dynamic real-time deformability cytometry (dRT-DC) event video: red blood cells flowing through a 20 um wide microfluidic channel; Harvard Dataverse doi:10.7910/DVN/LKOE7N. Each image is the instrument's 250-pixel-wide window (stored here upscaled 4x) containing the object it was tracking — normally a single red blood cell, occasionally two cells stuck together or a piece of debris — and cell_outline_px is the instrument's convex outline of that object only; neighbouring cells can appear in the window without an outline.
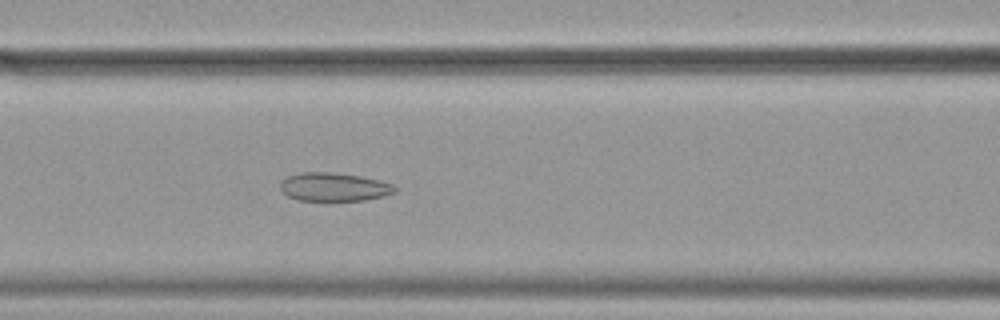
{"species": "common noctule bat (a hibernating species)", "species_latin": "Nyctalus noctula", "temperature_condition": "cold", "stored_images_in_passage": 39, "camera_frame_rate_fps": 3000, "um_per_image_px": 0.085, "animal": {"sex": "female", "body_mass_g": 19.9}, "frame": {"image": 1, "passage_image": 12, "time_ms": 3.667, "image_size_px": [1000, 320], "cell_outline_px": [[396, 192], [384, 196], [364, 200], [324, 204], [296, 200], [280, 192], [280, 180], [288, 176], [300, 172], [332, 172], [360, 176], [392, 184], [396, 188]], "centroid_in_image_um": [28.3, 15.95], "position_along_channel_um": 138.3, "area_um2": 20.0}}
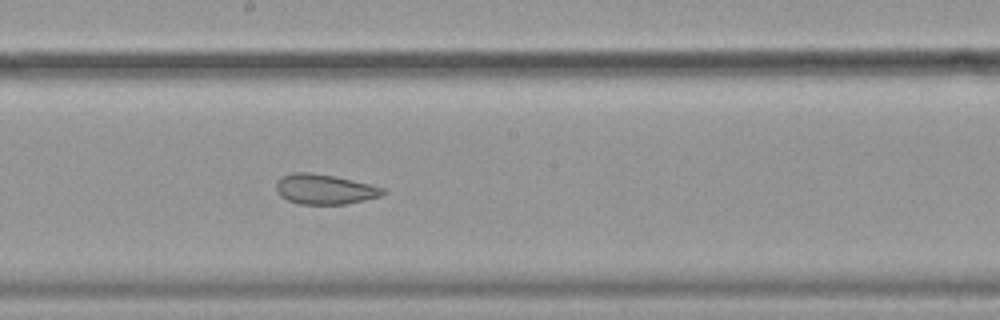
{"frame": {"image": 2, "passage_image": 19, "time_ms": 6.0, "image_size_px": [1000, 320], "cell_outline_px": [[384, 192], [380, 196], [348, 204], [300, 204], [288, 200], [280, 196], [276, 192], [276, 180], [280, 176], [292, 172], [308, 172], [336, 176], [384, 188]], "centroid_in_image_um": [27.52, 16.08], "position_along_channel_um": 220.7, "area_um2": 18.73}}
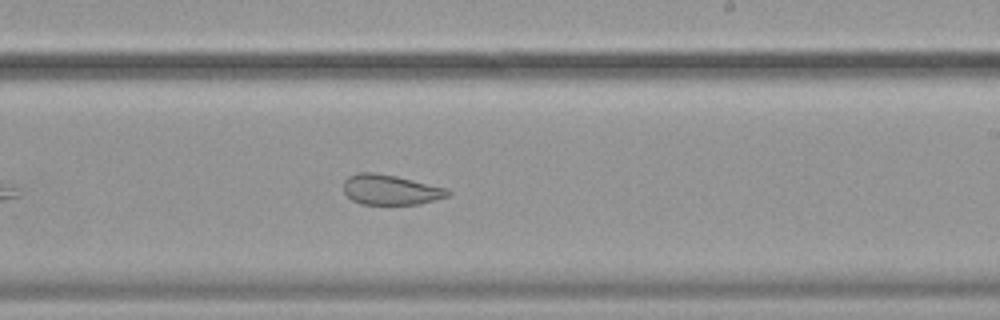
{"frame": {"image": 3, "passage_image": 22, "time_ms": 7.0, "image_size_px": [1000, 320], "cell_outline_px": [[452, 192], [448, 196], [420, 204], [360, 204], [352, 200], [344, 192], [344, 180], [348, 176], [356, 172], [372, 172], [396, 176], [448, 188]], "centroid_in_image_um": [33.19, 16.12], "position_along_channel_um": 255.8, "area_um2": 18.38}, "authors_computed_cell_mechanics": {"area_um2": 20.5768, "velocity_mm_per_s": 3.544, "shape_relaxation_time_tau1_ms": 7.148, "shape_relaxation_time_tau2_ms": 1.8515, "deformation_change_tau1": 0.1265, "deformation_change_tau2": 0.0727}}